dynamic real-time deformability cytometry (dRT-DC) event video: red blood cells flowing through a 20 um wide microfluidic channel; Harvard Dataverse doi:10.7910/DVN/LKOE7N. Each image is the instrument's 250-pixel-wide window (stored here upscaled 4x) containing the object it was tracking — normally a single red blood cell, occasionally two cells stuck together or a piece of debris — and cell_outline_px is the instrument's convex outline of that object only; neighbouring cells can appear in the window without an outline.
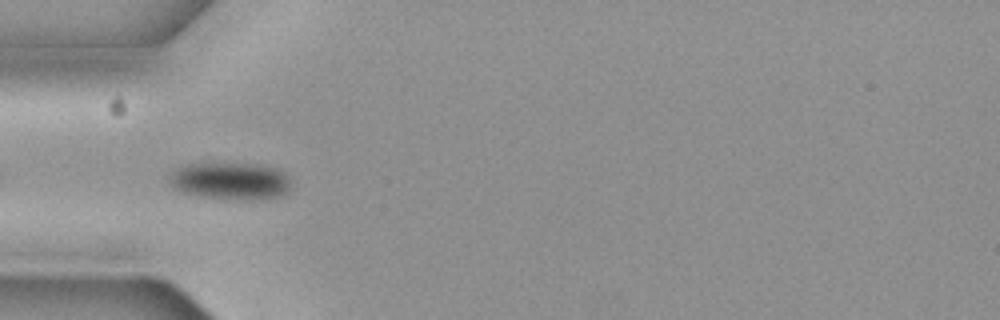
{"species": "common noctule bat (a hibernating species)", "species_latin": "Nyctalus noctula", "temperature_condition": "cold", "stored_images_in_passage": 6, "camera_frame_rate_fps": 3000, "um_per_image_px": 0.085, "animal": {"sex": "female", "body_mass_g": 19.3, "forearm_length_mm": 54.1}, "frame": {"image": 1, "passage_image": 5, "time_ms": 1.333, "image_size_px": [1000, 320], "cell_outline_px": [[292, 180], [288, 192], [280, 196], [256, 200], [244, 200], [200, 196], [180, 192], [168, 180], [168, 176], [176, 168], [188, 164], [260, 164], [280, 168]], "centroid_in_image_um": [19.65, 15.38], "position_along_channel_um": 65.4, "area_um2": 26.65}}